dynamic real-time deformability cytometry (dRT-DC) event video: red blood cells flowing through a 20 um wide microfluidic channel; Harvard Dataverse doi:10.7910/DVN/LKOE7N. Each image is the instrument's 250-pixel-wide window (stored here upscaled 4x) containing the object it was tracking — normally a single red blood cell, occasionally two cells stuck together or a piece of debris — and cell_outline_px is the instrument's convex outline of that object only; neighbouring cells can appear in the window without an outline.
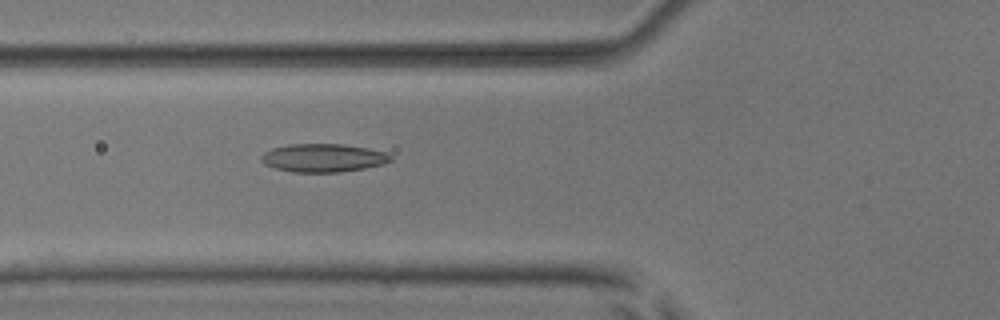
{"species": "common noctule bat (a hibernating species)", "species_latin": "Nyctalus noctula", "temperature_condition": "room temperature", "stored_images_in_passage": 33, "camera_frame_rate_fps": 3000, "um_per_image_px": 0.085, "animal": {"sex": "male", "body_mass_g": 17.9, "forearm_length_mm": 54.2}, "frame": {"image": 1, "passage_image": 5, "time_ms": 1.333, "image_size_px": [1000, 320], "cell_outline_px": [[392, 160], [384, 164], [364, 168], [340, 172], [292, 172], [276, 168], [264, 164], [260, 160], [260, 156], [264, 152], [272, 148], [288, 144], [344, 144], [368, 148], [388, 152], [392, 156]], "centroid_in_image_um": [27.48, 13.41], "position_along_channel_um": 98.3, "area_um2": 21.5}}
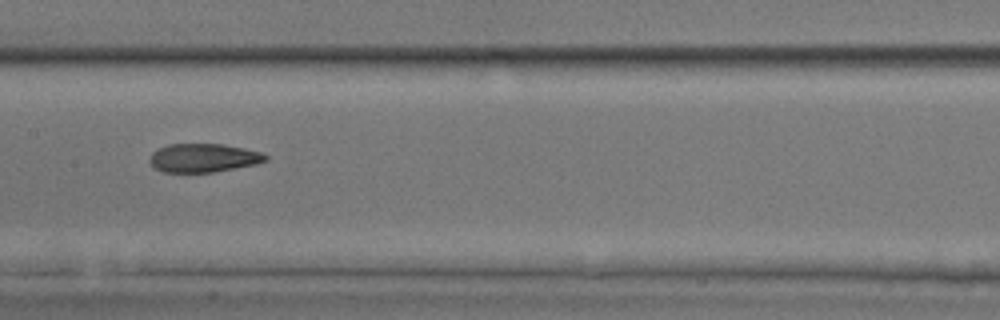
{"frame": {"image": 2, "passage_image": 12, "time_ms": 3.667, "image_size_px": [1000, 320], "cell_outline_px": [[268, 160], [256, 164], [212, 172], [164, 172], [156, 168], [148, 160], [152, 152], [168, 144], [220, 144], [244, 148], [260, 152], [268, 156]], "centroid_in_image_um": [17.29, 13.42], "position_along_channel_um": 190.1, "area_um2": 19.13}}
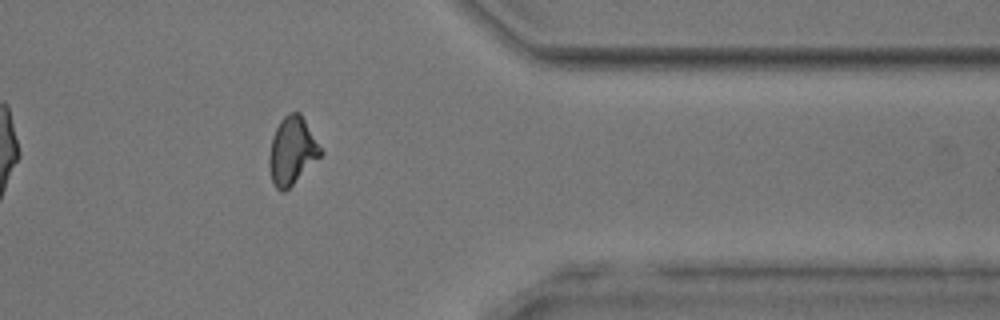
{"frame": {"image": 3, "passage_image": 28, "time_ms": 9.0, "image_size_px": [1000, 320], "cell_outline_px": [[324, 152], [284, 192], [280, 192], [276, 188], [272, 180], [268, 164], [268, 160], [272, 136], [280, 120], [284, 116], [292, 112], [300, 112]], "centroid_in_image_um": [24.81, 12.8], "position_along_channel_um": 386.6, "area_um2": 20.0}, "authors_computed_cell_mechanics": {"area_um2": 20.1144, "velocity_mm_per_s": 3.9349, "shape_relaxation_time_tau1_ms": null, "shape_relaxation_time_tau2_ms": 2.401, "deformation_change_tau1": null, "deformation_change_tau2": 0.0731}}